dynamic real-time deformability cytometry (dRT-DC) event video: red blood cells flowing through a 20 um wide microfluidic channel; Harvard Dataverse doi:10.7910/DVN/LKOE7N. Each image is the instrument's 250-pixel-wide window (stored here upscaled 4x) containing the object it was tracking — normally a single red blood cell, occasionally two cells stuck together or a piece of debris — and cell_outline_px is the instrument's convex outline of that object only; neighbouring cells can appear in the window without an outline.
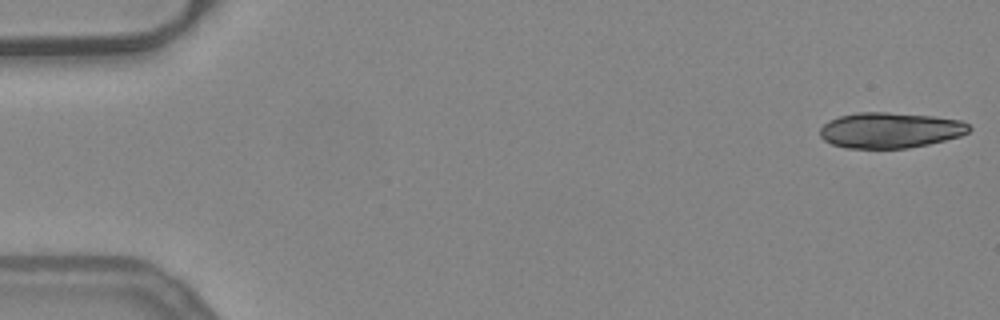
{"species": "common noctule bat (a hibernating species)", "species_latin": "Nyctalus noctula", "temperature_condition": "warm", "stored_images_in_passage": 17, "camera_frame_rate_fps": 3000, "um_per_image_px": 0.085, "animal": {"sex": "female", "body_mass_g": 24.6, "forearm_length_mm": 56.2}, "frame": {"image": 1, "passage_image": 1, "time_ms": 0.0, "image_size_px": [1000, 320], "cell_outline_px": [[972, 128], [968, 132], [960, 136], [928, 144], [908, 148], [844, 148], [832, 144], [824, 140], [820, 136], [820, 128], [828, 120], [840, 116], [856, 112], [888, 112], [932, 116], [960, 120], [968, 124]], "centroid_in_image_um": [75.64, 11.06], "position_along_channel_um": 9.4, "area_um2": 30.98}}